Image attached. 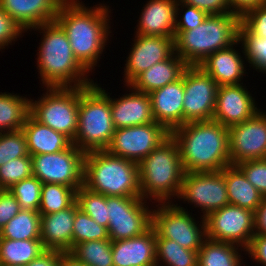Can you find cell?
Masks as SVG:
<instances>
[{
    "mask_svg": "<svg viewBox=\"0 0 266 266\" xmlns=\"http://www.w3.org/2000/svg\"><path fill=\"white\" fill-rule=\"evenodd\" d=\"M97 5L89 8L80 0H65L55 19L65 31L75 58L88 72L95 70L112 33L111 9L104 3Z\"/></svg>",
    "mask_w": 266,
    "mask_h": 266,
    "instance_id": "6da1fadb",
    "label": "cell"
},
{
    "mask_svg": "<svg viewBox=\"0 0 266 266\" xmlns=\"http://www.w3.org/2000/svg\"><path fill=\"white\" fill-rule=\"evenodd\" d=\"M171 136L178 144L185 173L221 171L231 165L228 128L213 119L185 123Z\"/></svg>",
    "mask_w": 266,
    "mask_h": 266,
    "instance_id": "7a4b0ae2",
    "label": "cell"
},
{
    "mask_svg": "<svg viewBox=\"0 0 266 266\" xmlns=\"http://www.w3.org/2000/svg\"><path fill=\"white\" fill-rule=\"evenodd\" d=\"M32 30L43 34L36 54L42 86L82 87L94 83L88 77L89 72L75 58L65 31L56 21L41 24Z\"/></svg>",
    "mask_w": 266,
    "mask_h": 266,
    "instance_id": "3957f363",
    "label": "cell"
},
{
    "mask_svg": "<svg viewBox=\"0 0 266 266\" xmlns=\"http://www.w3.org/2000/svg\"><path fill=\"white\" fill-rule=\"evenodd\" d=\"M138 166L139 186L144 200L169 203L173 202V197L178 198L185 171L178 144L171 135Z\"/></svg>",
    "mask_w": 266,
    "mask_h": 266,
    "instance_id": "277c9868",
    "label": "cell"
},
{
    "mask_svg": "<svg viewBox=\"0 0 266 266\" xmlns=\"http://www.w3.org/2000/svg\"><path fill=\"white\" fill-rule=\"evenodd\" d=\"M240 17L235 13L212 14L196 28L175 31L174 52L188 66H198L210 54L238 41Z\"/></svg>",
    "mask_w": 266,
    "mask_h": 266,
    "instance_id": "5b68a950",
    "label": "cell"
},
{
    "mask_svg": "<svg viewBox=\"0 0 266 266\" xmlns=\"http://www.w3.org/2000/svg\"><path fill=\"white\" fill-rule=\"evenodd\" d=\"M83 186L105 196L141 197L138 163L106 150L85 153Z\"/></svg>",
    "mask_w": 266,
    "mask_h": 266,
    "instance_id": "8992f818",
    "label": "cell"
},
{
    "mask_svg": "<svg viewBox=\"0 0 266 266\" xmlns=\"http://www.w3.org/2000/svg\"><path fill=\"white\" fill-rule=\"evenodd\" d=\"M114 131L109 92L96 82L79 87L78 127L72 143L84 153L106 150Z\"/></svg>",
    "mask_w": 266,
    "mask_h": 266,
    "instance_id": "52a82bcc",
    "label": "cell"
},
{
    "mask_svg": "<svg viewBox=\"0 0 266 266\" xmlns=\"http://www.w3.org/2000/svg\"><path fill=\"white\" fill-rule=\"evenodd\" d=\"M38 100L30 97V115L67 136L72 142L78 127L79 87H47Z\"/></svg>",
    "mask_w": 266,
    "mask_h": 266,
    "instance_id": "ba28073f",
    "label": "cell"
},
{
    "mask_svg": "<svg viewBox=\"0 0 266 266\" xmlns=\"http://www.w3.org/2000/svg\"><path fill=\"white\" fill-rule=\"evenodd\" d=\"M174 202L158 203L152 209V227L161 238H167L181 247L199 251L207 239L205 218L196 222L192 213ZM199 223V224H198Z\"/></svg>",
    "mask_w": 266,
    "mask_h": 266,
    "instance_id": "9c48e42d",
    "label": "cell"
},
{
    "mask_svg": "<svg viewBox=\"0 0 266 266\" xmlns=\"http://www.w3.org/2000/svg\"><path fill=\"white\" fill-rule=\"evenodd\" d=\"M106 203L112 241L139 236L152 226V209L142 197L106 196Z\"/></svg>",
    "mask_w": 266,
    "mask_h": 266,
    "instance_id": "30bf717a",
    "label": "cell"
},
{
    "mask_svg": "<svg viewBox=\"0 0 266 266\" xmlns=\"http://www.w3.org/2000/svg\"><path fill=\"white\" fill-rule=\"evenodd\" d=\"M84 157L74 144L57 153L32 155L33 176L42 183L62 184L77 191L83 185Z\"/></svg>",
    "mask_w": 266,
    "mask_h": 266,
    "instance_id": "8fae6325",
    "label": "cell"
},
{
    "mask_svg": "<svg viewBox=\"0 0 266 266\" xmlns=\"http://www.w3.org/2000/svg\"><path fill=\"white\" fill-rule=\"evenodd\" d=\"M205 222L209 240L236 244L245 250L255 235V212L237 205L227 204L211 212Z\"/></svg>",
    "mask_w": 266,
    "mask_h": 266,
    "instance_id": "7c38bea8",
    "label": "cell"
},
{
    "mask_svg": "<svg viewBox=\"0 0 266 266\" xmlns=\"http://www.w3.org/2000/svg\"><path fill=\"white\" fill-rule=\"evenodd\" d=\"M179 199L201 209L206 218L211 212L229 204L224 169L221 171L187 172L183 177Z\"/></svg>",
    "mask_w": 266,
    "mask_h": 266,
    "instance_id": "4fadbf2b",
    "label": "cell"
},
{
    "mask_svg": "<svg viewBox=\"0 0 266 266\" xmlns=\"http://www.w3.org/2000/svg\"><path fill=\"white\" fill-rule=\"evenodd\" d=\"M219 85L200 66L184 70L183 124L212 120Z\"/></svg>",
    "mask_w": 266,
    "mask_h": 266,
    "instance_id": "5bb4252c",
    "label": "cell"
},
{
    "mask_svg": "<svg viewBox=\"0 0 266 266\" xmlns=\"http://www.w3.org/2000/svg\"><path fill=\"white\" fill-rule=\"evenodd\" d=\"M170 135L171 133L157 122L115 129L106 151L111 155L140 163Z\"/></svg>",
    "mask_w": 266,
    "mask_h": 266,
    "instance_id": "9a60e30c",
    "label": "cell"
},
{
    "mask_svg": "<svg viewBox=\"0 0 266 266\" xmlns=\"http://www.w3.org/2000/svg\"><path fill=\"white\" fill-rule=\"evenodd\" d=\"M232 165L266 158V112L259 110L248 120L228 128Z\"/></svg>",
    "mask_w": 266,
    "mask_h": 266,
    "instance_id": "2e32d148",
    "label": "cell"
},
{
    "mask_svg": "<svg viewBox=\"0 0 266 266\" xmlns=\"http://www.w3.org/2000/svg\"><path fill=\"white\" fill-rule=\"evenodd\" d=\"M132 48L124 67V85H129L139 74L155 63L167 60L174 53V38L134 34Z\"/></svg>",
    "mask_w": 266,
    "mask_h": 266,
    "instance_id": "e0dca14e",
    "label": "cell"
},
{
    "mask_svg": "<svg viewBox=\"0 0 266 266\" xmlns=\"http://www.w3.org/2000/svg\"><path fill=\"white\" fill-rule=\"evenodd\" d=\"M251 95L243 83L219 86L213 120L229 128L253 117L260 108Z\"/></svg>",
    "mask_w": 266,
    "mask_h": 266,
    "instance_id": "ac0fdd59",
    "label": "cell"
},
{
    "mask_svg": "<svg viewBox=\"0 0 266 266\" xmlns=\"http://www.w3.org/2000/svg\"><path fill=\"white\" fill-rule=\"evenodd\" d=\"M128 92L120 98L110 97L112 121L115 129L155 122L152 114L151 98L148 93L125 85Z\"/></svg>",
    "mask_w": 266,
    "mask_h": 266,
    "instance_id": "d6986e66",
    "label": "cell"
},
{
    "mask_svg": "<svg viewBox=\"0 0 266 266\" xmlns=\"http://www.w3.org/2000/svg\"><path fill=\"white\" fill-rule=\"evenodd\" d=\"M155 122L170 133L183 125L184 72L180 79L149 93Z\"/></svg>",
    "mask_w": 266,
    "mask_h": 266,
    "instance_id": "ffe728a7",
    "label": "cell"
},
{
    "mask_svg": "<svg viewBox=\"0 0 266 266\" xmlns=\"http://www.w3.org/2000/svg\"><path fill=\"white\" fill-rule=\"evenodd\" d=\"M65 0H0L3 9L24 32L55 21Z\"/></svg>",
    "mask_w": 266,
    "mask_h": 266,
    "instance_id": "44dd1931",
    "label": "cell"
},
{
    "mask_svg": "<svg viewBox=\"0 0 266 266\" xmlns=\"http://www.w3.org/2000/svg\"><path fill=\"white\" fill-rule=\"evenodd\" d=\"M156 232L151 226L143 234L112 241L114 266H157Z\"/></svg>",
    "mask_w": 266,
    "mask_h": 266,
    "instance_id": "7402d4cb",
    "label": "cell"
},
{
    "mask_svg": "<svg viewBox=\"0 0 266 266\" xmlns=\"http://www.w3.org/2000/svg\"><path fill=\"white\" fill-rule=\"evenodd\" d=\"M236 45V46H235ZM239 41L231 45L229 48L218 50L210 54L200 66L206 73H208L215 82L219 85H239L244 78L245 60L239 50H235Z\"/></svg>",
    "mask_w": 266,
    "mask_h": 266,
    "instance_id": "603a6c76",
    "label": "cell"
},
{
    "mask_svg": "<svg viewBox=\"0 0 266 266\" xmlns=\"http://www.w3.org/2000/svg\"><path fill=\"white\" fill-rule=\"evenodd\" d=\"M79 209L75 202L71 207L41 215L40 239L45 249L69 252L72 248L73 222Z\"/></svg>",
    "mask_w": 266,
    "mask_h": 266,
    "instance_id": "cb8c5ba5",
    "label": "cell"
},
{
    "mask_svg": "<svg viewBox=\"0 0 266 266\" xmlns=\"http://www.w3.org/2000/svg\"><path fill=\"white\" fill-rule=\"evenodd\" d=\"M178 0H149L142 7L136 33L140 35L175 37L176 4Z\"/></svg>",
    "mask_w": 266,
    "mask_h": 266,
    "instance_id": "d4e9b609",
    "label": "cell"
},
{
    "mask_svg": "<svg viewBox=\"0 0 266 266\" xmlns=\"http://www.w3.org/2000/svg\"><path fill=\"white\" fill-rule=\"evenodd\" d=\"M188 65L175 52L139 74L129 85L143 93H151L180 79Z\"/></svg>",
    "mask_w": 266,
    "mask_h": 266,
    "instance_id": "484cf974",
    "label": "cell"
},
{
    "mask_svg": "<svg viewBox=\"0 0 266 266\" xmlns=\"http://www.w3.org/2000/svg\"><path fill=\"white\" fill-rule=\"evenodd\" d=\"M30 156L46 153H57L69 148L73 143L65 135L43 125L30 114L22 128Z\"/></svg>",
    "mask_w": 266,
    "mask_h": 266,
    "instance_id": "4316f807",
    "label": "cell"
},
{
    "mask_svg": "<svg viewBox=\"0 0 266 266\" xmlns=\"http://www.w3.org/2000/svg\"><path fill=\"white\" fill-rule=\"evenodd\" d=\"M224 178L229 204L255 212L264 196L247 180L242 170L237 165H228L224 168Z\"/></svg>",
    "mask_w": 266,
    "mask_h": 266,
    "instance_id": "83f0119b",
    "label": "cell"
},
{
    "mask_svg": "<svg viewBox=\"0 0 266 266\" xmlns=\"http://www.w3.org/2000/svg\"><path fill=\"white\" fill-rule=\"evenodd\" d=\"M239 247L236 244L207 238L198 251V266H244L241 253H245L246 250Z\"/></svg>",
    "mask_w": 266,
    "mask_h": 266,
    "instance_id": "f1b7e54d",
    "label": "cell"
},
{
    "mask_svg": "<svg viewBox=\"0 0 266 266\" xmlns=\"http://www.w3.org/2000/svg\"><path fill=\"white\" fill-rule=\"evenodd\" d=\"M30 113V99L14 93L0 92V133L23 128Z\"/></svg>",
    "mask_w": 266,
    "mask_h": 266,
    "instance_id": "f546056e",
    "label": "cell"
},
{
    "mask_svg": "<svg viewBox=\"0 0 266 266\" xmlns=\"http://www.w3.org/2000/svg\"><path fill=\"white\" fill-rule=\"evenodd\" d=\"M45 250L41 239L0 238V264L26 266Z\"/></svg>",
    "mask_w": 266,
    "mask_h": 266,
    "instance_id": "4dcf8cb0",
    "label": "cell"
},
{
    "mask_svg": "<svg viewBox=\"0 0 266 266\" xmlns=\"http://www.w3.org/2000/svg\"><path fill=\"white\" fill-rule=\"evenodd\" d=\"M41 215L38 211L20 210L3 228L0 238L13 240L40 239Z\"/></svg>",
    "mask_w": 266,
    "mask_h": 266,
    "instance_id": "1f68e13d",
    "label": "cell"
},
{
    "mask_svg": "<svg viewBox=\"0 0 266 266\" xmlns=\"http://www.w3.org/2000/svg\"><path fill=\"white\" fill-rule=\"evenodd\" d=\"M68 253L86 266H114L110 238L78 243Z\"/></svg>",
    "mask_w": 266,
    "mask_h": 266,
    "instance_id": "d6a6232c",
    "label": "cell"
},
{
    "mask_svg": "<svg viewBox=\"0 0 266 266\" xmlns=\"http://www.w3.org/2000/svg\"><path fill=\"white\" fill-rule=\"evenodd\" d=\"M155 251L157 266H198L197 251L181 247L177 242L161 238L157 233Z\"/></svg>",
    "mask_w": 266,
    "mask_h": 266,
    "instance_id": "836d02e7",
    "label": "cell"
},
{
    "mask_svg": "<svg viewBox=\"0 0 266 266\" xmlns=\"http://www.w3.org/2000/svg\"><path fill=\"white\" fill-rule=\"evenodd\" d=\"M76 202V190L62 184L42 183L39 214L47 215L71 207Z\"/></svg>",
    "mask_w": 266,
    "mask_h": 266,
    "instance_id": "e575fe53",
    "label": "cell"
},
{
    "mask_svg": "<svg viewBox=\"0 0 266 266\" xmlns=\"http://www.w3.org/2000/svg\"><path fill=\"white\" fill-rule=\"evenodd\" d=\"M238 41L242 47V54L252 67L258 72L266 74V38L253 34L241 21L238 28Z\"/></svg>",
    "mask_w": 266,
    "mask_h": 266,
    "instance_id": "d590c367",
    "label": "cell"
},
{
    "mask_svg": "<svg viewBox=\"0 0 266 266\" xmlns=\"http://www.w3.org/2000/svg\"><path fill=\"white\" fill-rule=\"evenodd\" d=\"M76 202L79 209L88 214L99 225L108 228V208L106 196L90 191L83 185L76 191Z\"/></svg>",
    "mask_w": 266,
    "mask_h": 266,
    "instance_id": "8d00e7d4",
    "label": "cell"
},
{
    "mask_svg": "<svg viewBox=\"0 0 266 266\" xmlns=\"http://www.w3.org/2000/svg\"><path fill=\"white\" fill-rule=\"evenodd\" d=\"M107 239H109V235L106 227L99 225L81 209L75 212L72 247L85 241Z\"/></svg>",
    "mask_w": 266,
    "mask_h": 266,
    "instance_id": "74e56055",
    "label": "cell"
},
{
    "mask_svg": "<svg viewBox=\"0 0 266 266\" xmlns=\"http://www.w3.org/2000/svg\"><path fill=\"white\" fill-rule=\"evenodd\" d=\"M20 204L21 210L38 211L42 182L35 176L23 179L8 189Z\"/></svg>",
    "mask_w": 266,
    "mask_h": 266,
    "instance_id": "f35d334b",
    "label": "cell"
},
{
    "mask_svg": "<svg viewBox=\"0 0 266 266\" xmlns=\"http://www.w3.org/2000/svg\"><path fill=\"white\" fill-rule=\"evenodd\" d=\"M33 176L31 156H23L0 166V190H8L17 182Z\"/></svg>",
    "mask_w": 266,
    "mask_h": 266,
    "instance_id": "ab89813d",
    "label": "cell"
},
{
    "mask_svg": "<svg viewBox=\"0 0 266 266\" xmlns=\"http://www.w3.org/2000/svg\"><path fill=\"white\" fill-rule=\"evenodd\" d=\"M23 156H30L23 130L0 133V166Z\"/></svg>",
    "mask_w": 266,
    "mask_h": 266,
    "instance_id": "60d3db41",
    "label": "cell"
},
{
    "mask_svg": "<svg viewBox=\"0 0 266 266\" xmlns=\"http://www.w3.org/2000/svg\"><path fill=\"white\" fill-rule=\"evenodd\" d=\"M180 7L182 9H180ZM207 16L208 14L205 11L200 10L194 6L187 5L183 3L181 0H178L176 4L175 31L192 30L197 26H199Z\"/></svg>",
    "mask_w": 266,
    "mask_h": 266,
    "instance_id": "b9f144b4",
    "label": "cell"
},
{
    "mask_svg": "<svg viewBox=\"0 0 266 266\" xmlns=\"http://www.w3.org/2000/svg\"><path fill=\"white\" fill-rule=\"evenodd\" d=\"M247 180L266 197V158L246 160L236 164Z\"/></svg>",
    "mask_w": 266,
    "mask_h": 266,
    "instance_id": "7bdbcfd3",
    "label": "cell"
},
{
    "mask_svg": "<svg viewBox=\"0 0 266 266\" xmlns=\"http://www.w3.org/2000/svg\"><path fill=\"white\" fill-rule=\"evenodd\" d=\"M23 33V29L0 7V51L16 42Z\"/></svg>",
    "mask_w": 266,
    "mask_h": 266,
    "instance_id": "ee69618b",
    "label": "cell"
},
{
    "mask_svg": "<svg viewBox=\"0 0 266 266\" xmlns=\"http://www.w3.org/2000/svg\"><path fill=\"white\" fill-rule=\"evenodd\" d=\"M240 21L253 34L266 38V4L246 12Z\"/></svg>",
    "mask_w": 266,
    "mask_h": 266,
    "instance_id": "f6af8a7d",
    "label": "cell"
},
{
    "mask_svg": "<svg viewBox=\"0 0 266 266\" xmlns=\"http://www.w3.org/2000/svg\"><path fill=\"white\" fill-rule=\"evenodd\" d=\"M21 210L20 204L9 190H0V229Z\"/></svg>",
    "mask_w": 266,
    "mask_h": 266,
    "instance_id": "bcb514c9",
    "label": "cell"
},
{
    "mask_svg": "<svg viewBox=\"0 0 266 266\" xmlns=\"http://www.w3.org/2000/svg\"><path fill=\"white\" fill-rule=\"evenodd\" d=\"M187 5L205 11L208 15L231 13L228 0H181Z\"/></svg>",
    "mask_w": 266,
    "mask_h": 266,
    "instance_id": "7dc6e473",
    "label": "cell"
},
{
    "mask_svg": "<svg viewBox=\"0 0 266 266\" xmlns=\"http://www.w3.org/2000/svg\"><path fill=\"white\" fill-rule=\"evenodd\" d=\"M253 262L255 261L262 266H266V234H255L252 238L250 246L246 249Z\"/></svg>",
    "mask_w": 266,
    "mask_h": 266,
    "instance_id": "c3c4849f",
    "label": "cell"
},
{
    "mask_svg": "<svg viewBox=\"0 0 266 266\" xmlns=\"http://www.w3.org/2000/svg\"><path fill=\"white\" fill-rule=\"evenodd\" d=\"M65 252L46 249L26 266H59L60 259Z\"/></svg>",
    "mask_w": 266,
    "mask_h": 266,
    "instance_id": "681fc988",
    "label": "cell"
},
{
    "mask_svg": "<svg viewBox=\"0 0 266 266\" xmlns=\"http://www.w3.org/2000/svg\"><path fill=\"white\" fill-rule=\"evenodd\" d=\"M231 12L240 18L248 11L265 5L266 0H228Z\"/></svg>",
    "mask_w": 266,
    "mask_h": 266,
    "instance_id": "f907efd6",
    "label": "cell"
},
{
    "mask_svg": "<svg viewBox=\"0 0 266 266\" xmlns=\"http://www.w3.org/2000/svg\"><path fill=\"white\" fill-rule=\"evenodd\" d=\"M255 234H266V197L255 211Z\"/></svg>",
    "mask_w": 266,
    "mask_h": 266,
    "instance_id": "816d5d0a",
    "label": "cell"
},
{
    "mask_svg": "<svg viewBox=\"0 0 266 266\" xmlns=\"http://www.w3.org/2000/svg\"><path fill=\"white\" fill-rule=\"evenodd\" d=\"M59 266H86V265L80 261H77L72 255L66 252L62 255Z\"/></svg>",
    "mask_w": 266,
    "mask_h": 266,
    "instance_id": "f5cc1de1",
    "label": "cell"
},
{
    "mask_svg": "<svg viewBox=\"0 0 266 266\" xmlns=\"http://www.w3.org/2000/svg\"><path fill=\"white\" fill-rule=\"evenodd\" d=\"M0 266H21V265L0 264Z\"/></svg>",
    "mask_w": 266,
    "mask_h": 266,
    "instance_id": "db71d44e",
    "label": "cell"
}]
</instances>
